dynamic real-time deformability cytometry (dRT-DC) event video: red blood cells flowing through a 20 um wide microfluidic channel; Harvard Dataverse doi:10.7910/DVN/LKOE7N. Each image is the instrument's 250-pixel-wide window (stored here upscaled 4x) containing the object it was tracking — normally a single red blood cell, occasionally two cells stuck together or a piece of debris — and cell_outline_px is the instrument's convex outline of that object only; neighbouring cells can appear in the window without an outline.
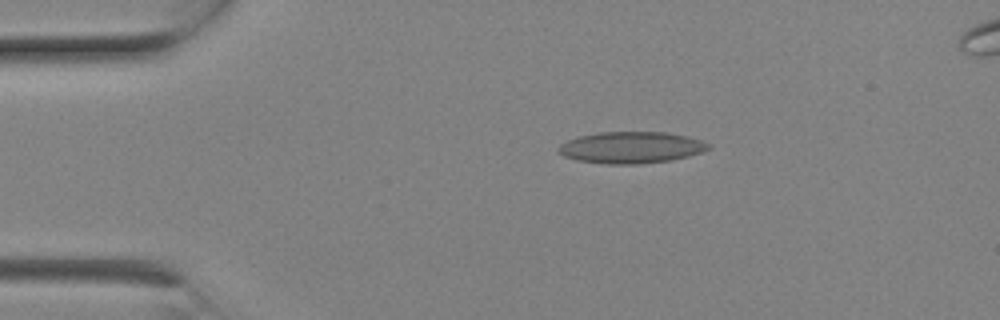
{"species": "Egyptian fruit bat (a non-hibernating species)", "species_latin": "Rousettus aegyptiacus", "temperature_condition": "room temperature", "stored_images_in_passage": 7, "camera_frame_rate_fps": 3000, "um_per_image_px": 0.085, "animal": {"sex": "female"}, "frame": {"image": 1, "passage_image": 4, "time_ms": 1.0, "image_size_px": [1000, 320], "cell_outline_px": [[712, 148], [688, 156], [672, 160], [636, 164], [604, 164], [576, 160], [564, 156], [556, 152], [556, 148], [560, 144], [568, 140], [580, 136], [600, 132], [668, 132], [688, 136], [712, 144]], "centroid_in_image_um": [53.64, 12.54], "position_along_channel_um": 31.4, "area_um2": 27.8}}